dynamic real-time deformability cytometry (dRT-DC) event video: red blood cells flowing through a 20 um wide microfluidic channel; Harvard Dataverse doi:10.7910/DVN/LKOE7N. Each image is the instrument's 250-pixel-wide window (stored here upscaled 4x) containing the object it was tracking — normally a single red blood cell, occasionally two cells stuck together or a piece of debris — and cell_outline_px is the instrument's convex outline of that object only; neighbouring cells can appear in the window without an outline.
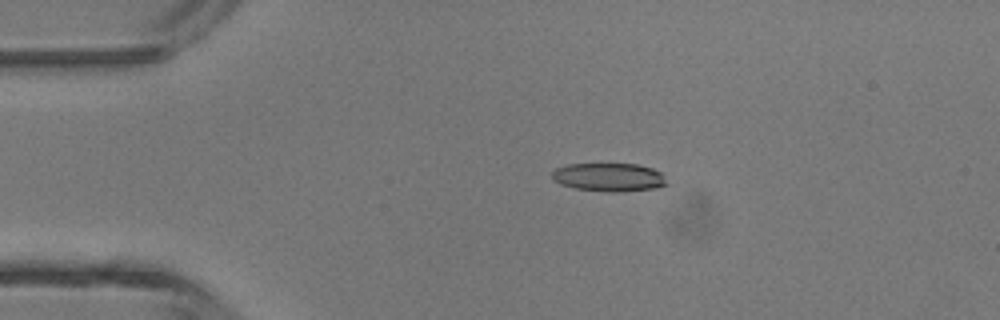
{"species": "common noctule bat (a hibernating species)", "species_latin": "Nyctalus noctula", "temperature_condition": "room temperature", "stored_images_in_passage": 4, "camera_frame_rate_fps": 3000, "um_per_image_px": 0.085, "animal": {"sex": "male", "body_mass_g": 13.3}, "frame": {"image": 1, "passage_image": 2, "time_ms": 0.333, "image_size_px": [1000, 320], "cell_outline_px": [[668, 184], [656, 188], [620, 192], [608, 192], [576, 188], [560, 184], [552, 180], [552, 172], [556, 168], [568, 164], [636, 164], [652, 168], [660, 172], [664, 176]], "centroid_in_image_um": [51.76, 15.06], "position_along_channel_um": 33.2, "area_um2": 19.02}}